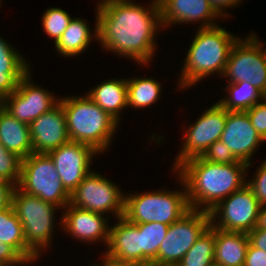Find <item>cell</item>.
Instances as JSON below:
<instances>
[{
	"mask_svg": "<svg viewBox=\"0 0 266 266\" xmlns=\"http://www.w3.org/2000/svg\"><path fill=\"white\" fill-rule=\"evenodd\" d=\"M201 157L208 162L218 164H232L238 162L232 152L228 149V146L221 140H217L210 145Z\"/></svg>",
	"mask_w": 266,
	"mask_h": 266,
	"instance_id": "d6a6232c",
	"label": "cell"
},
{
	"mask_svg": "<svg viewBox=\"0 0 266 266\" xmlns=\"http://www.w3.org/2000/svg\"><path fill=\"white\" fill-rule=\"evenodd\" d=\"M249 238L247 233L222 231L215 228L214 264L220 266H243Z\"/></svg>",
	"mask_w": 266,
	"mask_h": 266,
	"instance_id": "cb8c5ba5",
	"label": "cell"
},
{
	"mask_svg": "<svg viewBox=\"0 0 266 266\" xmlns=\"http://www.w3.org/2000/svg\"><path fill=\"white\" fill-rule=\"evenodd\" d=\"M220 140L228 146L238 161L247 164V169L252 165V158L265 142L251 124L245 111H227L224 131Z\"/></svg>",
	"mask_w": 266,
	"mask_h": 266,
	"instance_id": "2e32d148",
	"label": "cell"
},
{
	"mask_svg": "<svg viewBox=\"0 0 266 266\" xmlns=\"http://www.w3.org/2000/svg\"><path fill=\"white\" fill-rule=\"evenodd\" d=\"M247 164L208 162L201 156L181 163L173 172L183 180L191 209L210 211L220 201L246 184Z\"/></svg>",
	"mask_w": 266,
	"mask_h": 266,
	"instance_id": "7a4b0ae2",
	"label": "cell"
},
{
	"mask_svg": "<svg viewBox=\"0 0 266 266\" xmlns=\"http://www.w3.org/2000/svg\"><path fill=\"white\" fill-rule=\"evenodd\" d=\"M265 44L256 33H249L245 39L238 38L231 48L222 78L228 79V84L250 83L266 96Z\"/></svg>",
	"mask_w": 266,
	"mask_h": 266,
	"instance_id": "ba28073f",
	"label": "cell"
},
{
	"mask_svg": "<svg viewBox=\"0 0 266 266\" xmlns=\"http://www.w3.org/2000/svg\"><path fill=\"white\" fill-rule=\"evenodd\" d=\"M255 228L266 229V204L260 205L258 220Z\"/></svg>",
	"mask_w": 266,
	"mask_h": 266,
	"instance_id": "60d3db41",
	"label": "cell"
},
{
	"mask_svg": "<svg viewBox=\"0 0 266 266\" xmlns=\"http://www.w3.org/2000/svg\"><path fill=\"white\" fill-rule=\"evenodd\" d=\"M243 266H266V252L249 243Z\"/></svg>",
	"mask_w": 266,
	"mask_h": 266,
	"instance_id": "d590c367",
	"label": "cell"
},
{
	"mask_svg": "<svg viewBox=\"0 0 266 266\" xmlns=\"http://www.w3.org/2000/svg\"><path fill=\"white\" fill-rule=\"evenodd\" d=\"M0 241L12 246L29 265L38 262L39 257L26 245L23 226L12 206L0 211Z\"/></svg>",
	"mask_w": 266,
	"mask_h": 266,
	"instance_id": "d4e9b609",
	"label": "cell"
},
{
	"mask_svg": "<svg viewBox=\"0 0 266 266\" xmlns=\"http://www.w3.org/2000/svg\"><path fill=\"white\" fill-rule=\"evenodd\" d=\"M180 190L160 188L156 191L142 193H125L124 216L133 224L159 222L166 225L179 220L191 208L187 199L185 183L180 176L175 174Z\"/></svg>",
	"mask_w": 266,
	"mask_h": 266,
	"instance_id": "5b68a950",
	"label": "cell"
},
{
	"mask_svg": "<svg viewBox=\"0 0 266 266\" xmlns=\"http://www.w3.org/2000/svg\"><path fill=\"white\" fill-rule=\"evenodd\" d=\"M136 225L140 228L142 263L152 265L157 258L161 241L166 236L169 225L159 222Z\"/></svg>",
	"mask_w": 266,
	"mask_h": 266,
	"instance_id": "f1b7e54d",
	"label": "cell"
},
{
	"mask_svg": "<svg viewBox=\"0 0 266 266\" xmlns=\"http://www.w3.org/2000/svg\"><path fill=\"white\" fill-rule=\"evenodd\" d=\"M107 177L96 171L89 172L72 192L70 204L80 209L109 214L114 219L123 217L125 194Z\"/></svg>",
	"mask_w": 266,
	"mask_h": 266,
	"instance_id": "30bf717a",
	"label": "cell"
},
{
	"mask_svg": "<svg viewBox=\"0 0 266 266\" xmlns=\"http://www.w3.org/2000/svg\"><path fill=\"white\" fill-rule=\"evenodd\" d=\"M0 143L22 159L33 153L29 125L18 121L2 106H0Z\"/></svg>",
	"mask_w": 266,
	"mask_h": 266,
	"instance_id": "603a6c76",
	"label": "cell"
},
{
	"mask_svg": "<svg viewBox=\"0 0 266 266\" xmlns=\"http://www.w3.org/2000/svg\"><path fill=\"white\" fill-rule=\"evenodd\" d=\"M72 18L73 17L64 9L50 7L45 10L41 18L43 32H45L49 38H52L55 44L67 29Z\"/></svg>",
	"mask_w": 266,
	"mask_h": 266,
	"instance_id": "f546056e",
	"label": "cell"
},
{
	"mask_svg": "<svg viewBox=\"0 0 266 266\" xmlns=\"http://www.w3.org/2000/svg\"><path fill=\"white\" fill-rule=\"evenodd\" d=\"M16 186L0 179V211L12 206V197Z\"/></svg>",
	"mask_w": 266,
	"mask_h": 266,
	"instance_id": "8d00e7d4",
	"label": "cell"
},
{
	"mask_svg": "<svg viewBox=\"0 0 266 266\" xmlns=\"http://www.w3.org/2000/svg\"><path fill=\"white\" fill-rule=\"evenodd\" d=\"M245 112L248 114L252 126L261 138L266 141V96Z\"/></svg>",
	"mask_w": 266,
	"mask_h": 266,
	"instance_id": "836d02e7",
	"label": "cell"
},
{
	"mask_svg": "<svg viewBox=\"0 0 266 266\" xmlns=\"http://www.w3.org/2000/svg\"><path fill=\"white\" fill-rule=\"evenodd\" d=\"M149 4L146 7L135 0H99L95 8L97 42L103 51L130 58L141 67L153 62L157 33L163 26L158 0Z\"/></svg>",
	"mask_w": 266,
	"mask_h": 266,
	"instance_id": "6da1fadb",
	"label": "cell"
},
{
	"mask_svg": "<svg viewBox=\"0 0 266 266\" xmlns=\"http://www.w3.org/2000/svg\"><path fill=\"white\" fill-rule=\"evenodd\" d=\"M59 98L70 140L87 144L104 155L113 143L119 123L86 94Z\"/></svg>",
	"mask_w": 266,
	"mask_h": 266,
	"instance_id": "277c9868",
	"label": "cell"
},
{
	"mask_svg": "<svg viewBox=\"0 0 266 266\" xmlns=\"http://www.w3.org/2000/svg\"><path fill=\"white\" fill-rule=\"evenodd\" d=\"M47 154L52 159L63 186L70 194L93 170L91 165L94 156H101L93 147L71 140Z\"/></svg>",
	"mask_w": 266,
	"mask_h": 266,
	"instance_id": "5bb4252c",
	"label": "cell"
},
{
	"mask_svg": "<svg viewBox=\"0 0 266 266\" xmlns=\"http://www.w3.org/2000/svg\"><path fill=\"white\" fill-rule=\"evenodd\" d=\"M110 225L108 248L100 257L142 263L140 228L125 217L117 218L115 224Z\"/></svg>",
	"mask_w": 266,
	"mask_h": 266,
	"instance_id": "d6986e66",
	"label": "cell"
},
{
	"mask_svg": "<svg viewBox=\"0 0 266 266\" xmlns=\"http://www.w3.org/2000/svg\"><path fill=\"white\" fill-rule=\"evenodd\" d=\"M215 258V228L210 226L176 266H211Z\"/></svg>",
	"mask_w": 266,
	"mask_h": 266,
	"instance_id": "83f0119b",
	"label": "cell"
},
{
	"mask_svg": "<svg viewBox=\"0 0 266 266\" xmlns=\"http://www.w3.org/2000/svg\"><path fill=\"white\" fill-rule=\"evenodd\" d=\"M209 226L208 211L190 209L169 225L152 266H176Z\"/></svg>",
	"mask_w": 266,
	"mask_h": 266,
	"instance_id": "9c48e42d",
	"label": "cell"
},
{
	"mask_svg": "<svg viewBox=\"0 0 266 266\" xmlns=\"http://www.w3.org/2000/svg\"><path fill=\"white\" fill-rule=\"evenodd\" d=\"M249 243L266 252V229L254 228L248 233Z\"/></svg>",
	"mask_w": 266,
	"mask_h": 266,
	"instance_id": "f35d334b",
	"label": "cell"
},
{
	"mask_svg": "<svg viewBox=\"0 0 266 266\" xmlns=\"http://www.w3.org/2000/svg\"><path fill=\"white\" fill-rule=\"evenodd\" d=\"M242 1L243 0H209V3L223 19H227L226 17L230 14L226 8L229 10V8L233 9L237 6L239 7Z\"/></svg>",
	"mask_w": 266,
	"mask_h": 266,
	"instance_id": "74e56055",
	"label": "cell"
},
{
	"mask_svg": "<svg viewBox=\"0 0 266 266\" xmlns=\"http://www.w3.org/2000/svg\"><path fill=\"white\" fill-rule=\"evenodd\" d=\"M97 16L96 9L95 31L86 23L87 19L74 16L59 40L53 44L57 53L63 57H75L84 53L92 41H98Z\"/></svg>",
	"mask_w": 266,
	"mask_h": 266,
	"instance_id": "7402d4cb",
	"label": "cell"
},
{
	"mask_svg": "<svg viewBox=\"0 0 266 266\" xmlns=\"http://www.w3.org/2000/svg\"><path fill=\"white\" fill-rule=\"evenodd\" d=\"M21 162V157L8 151L0 143V179L6 180L17 187L21 178Z\"/></svg>",
	"mask_w": 266,
	"mask_h": 266,
	"instance_id": "4dcf8cb0",
	"label": "cell"
},
{
	"mask_svg": "<svg viewBox=\"0 0 266 266\" xmlns=\"http://www.w3.org/2000/svg\"><path fill=\"white\" fill-rule=\"evenodd\" d=\"M108 219L109 215L80 209L69 203L62 211L58 226L67 236L83 241L84 244L103 241L102 245L107 247L111 224Z\"/></svg>",
	"mask_w": 266,
	"mask_h": 266,
	"instance_id": "9a60e30c",
	"label": "cell"
},
{
	"mask_svg": "<svg viewBox=\"0 0 266 266\" xmlns=\"http://www.w3.org/2000/svg\"><path fill=\"white\" fill-rule=\"evenodd\" d=\"M12 207L23 226L26 245L40 258L53 243L54 228L57 226L54 224L55 215L61 208L26 194L18 187L13 193Z\"/></svg>",
	"mask_w": 266,
	"mask_h": 266,
	"instance_id": "8992f818",
	"label": "cell"
},
{
	"mask_svg": "<svg viewBox=\"0 0 266 266\" xmlns=\"http://www.w3.org/2000/svg\"><path fill=\"white\" fill-rule=\"evenodd\" d=\"M29 263L9 244L0 241V266H24Z\"/></svg>",
	"mask_w": 266,
	"mask_h": 266,
	"instance_id": "e575fe53",
	"label": "cell"
},
{
	"mask_svg": "<svg viewBox=\"0 0 266 266\" xmlns=\"http://www.w3.org/2000/svg\"><path fill=\"white\" fill-rule=\"evenodd\" d=\"M196 29L177 81L180 91L194 87L210 75L222 76L231 48L239 38L220 24Z\"/></svg>",
	"mask_w": 266,
	"mask_h": 266,
	"instance_id": "3957f363",
	"label": "cell"
},
{
	"mask_svg": "<svg viewBox=\"0 0 266 266\" xmlns=\"http://www.w3.org/2000/svg\"><path fill=\"white\" fill-rule=\"evenodd\" d=\"M86 95L118 123L122 110L128 107L127 79L110 78L90 88Z\"/></svg>",
	"mask_w": 266,
	"mask_h": 266,
	"instance_id": "44dd1931",
	"label": "cell"
},
{
	"mask_svg": "<svg viewBox=\"0 0 266 266\" xmlns=\"http://www.w3.org/2000/svg\"><path fill=\"white\" fill-rule=\"evenodd\" d=\"M31 73L30 70L19 81L17 89L1 101V106L5 110L27 125L53 108L60 99L55 96L54 92L36 85L31 80Z\"/></svg>",
	"mask_w": 266,
	"mask_h": 266,
	"instance_id": "4fadbf2b",
	"label": "cell"
},
{
	"mask_svg": "<svg viewBox=\"0 0 266 266\" xmlns=\"http://www.w3.org/2000/svg\"><path fill=\"white\" fill-rule=\"evenodd\" d=\"M29 61L0 35V100L12 94L30 71Z\"/></svg>",
	"mask_w": 266,
	"mask_h": 266,
	"instance_id": "ffe728a7",
	"label": "cell"
},
{
	"mask_svg": "<svg viewBox=\"0 0 266 266\" xmlns=\"http://www.w3.org/2000/svg\"><path fill=\"white\" fill-rule=\"evenodd\" d=\"M131 78H127L128 109L149 108L161 98L163 88L159 80L150 76Z\"/></svg>",
	"mask_w": 266,
	"mask_h": 266,
	"instance_id": "484cf974",
	"label": "cell"
},
{
	"mask_svg": "<svg viewBox=\"0 0 266 266\" xmlns=\"http://www.w3.org/2000/svg\"><path fill=\"white\" fill-rule=\"evenodd\" d=\"M26 194L64 209L71 199L54 163L47 153H32L21 162V178L17 186Z\"/></svg>",
	"mask_w": 266,
	"mask_h": 266,
	"instance_id": "52a82bcc",
	"label": "cell"
},
{
	"mask_svg": "<svg viewBox=\"0 0 266 266\" xmlns=\"http://www.w3.org/2000/svg\"><path fill=\"white\" fill-rule=\"evenodd\" d=\"M223 90L227 93L217 102L227 111H246L265 97L255 86L245 81L229 83Z\"/></svg>",
	"mask_w": 266,
	"mask_h": 266,
	"instance_id": "4316f807",
	"label": "cell"
},
{
	"mask_svg": "<svg viewBox=\"0 0 266 266\" xmlns=\"http://www.w3.org/2000/svg\"><path fill=\"white\" fill-rule=\"evenodd\" d=\"M260 204L245 184L220 201L210 213V224L222 231L249 233L257 224Z\"/></svg>",
	"mask_w": 266,
	"mask_h": 266,
	"instance_id": "8fae6325",
	"label": "cell"
},
{
	"mask_svg": "<svg viewBox=\"0 0 266 266\" xmlns=\"http://www.w3.org/2000/svg\"><path fill=\"white\" fill-rule=\"evenodd\" d=\"M158 3L163 29L190 23L200 24L198 28H209L217 25L219 19L225 20L209 0H158Z\"/></svg>",
	"mask_w": 266,
	"mask_h": 266,
	"instance_id": "e0dca14e",
	"label": "cell"
},
{
	"mask_svg": "<svg viewBox=\"0 0 266 266\" xmlns=\"http://www.w3.org/2000/svg\"><path fill=\"white\" fill-rule=\"evenodd\" d=\"M252 178L246 175V185L252 190L260 205L266 204V159L257 167ZM249 179V180H248Z\"/></svg>",
	"mask_w": 266,
	"mask_h": 266,
	"instance_id": "1f68e13d",
	"label": "cell"
},
{
	"mask_svg": "<svg viewBox=\"0 0 266 266\" xmlns=\"http://www.w3.org/2000/svg\"><path fill=\"white\" fill-rule=\"evenodd\" d=\"M88 266H97V265H96V263L94 264V263L92 262L90 265L88 264Z\"/></svg>",
	"mask_w": 266,
	"mask_h": 266,
	"instance_id": "b9f144b4",
	"label": "cell"
},
{
	"mask_svg": "<svg viewBox=\"0 0 266 266\" xmlns=\"http://www.w3.org/2000/svg\"><path fill=\"white\" fill-rule=\"evenodd\" d=\"M227 118V110L217 101L202 112L198 119L184 129L182 148L173 159L174 171L185 160L202 156L203 153L217 140H220L224 131Z\"/></svg>",
	"mask_w": 266,
	"mask_h": 266,
	"instance_id": "7c38bea8",
	"label": "cell"
},
{
	"mask_svg": "<svg viewBox=\"0 0 266 266\" xmlns=\"http://www.w3.org/2000/svg\"><path fill=\"white\" fill-rule=\"evenodd\" d=\"M34 153H48L70 141L66 116L59 101L29 124Z\"/></svg>",
	"mask_w": 266,
	"mask_h": 266,
	"instance_id": "ac0fdd59",
	"label": "cell"
},
{
	"mask_svg": "<svg viewBox=\"0 0 266 266\" xmlns=\"http://www.w3.org/2000/svg\"><path fill=\"white\" fill-rule=\"evenodd\" d=\"M101 259H102L101 262H97L96 264L97 266H152L150 264H144L138 262L120 261L109 257H101Z\"/></svg>",
	"mask_w": 266,
	"mask_h": 266,
	"instance_id": "ab89813d",
	"label": "cell"
}]
</instances>
